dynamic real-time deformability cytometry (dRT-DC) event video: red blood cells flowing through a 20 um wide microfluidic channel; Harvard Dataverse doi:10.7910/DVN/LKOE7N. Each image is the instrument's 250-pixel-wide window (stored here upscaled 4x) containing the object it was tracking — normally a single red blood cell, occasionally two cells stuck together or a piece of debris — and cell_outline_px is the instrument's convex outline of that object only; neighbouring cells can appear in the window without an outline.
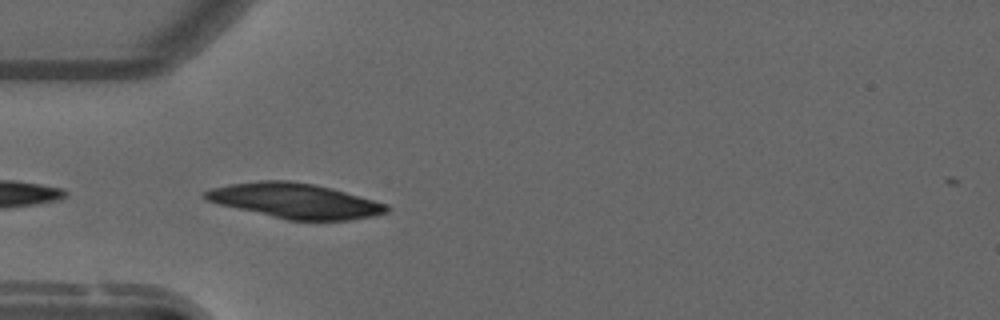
{"species": "common noctule bat (a hibernating species)", "species_latin": "Nyctalus noctula", "temperature_condition": "warm", "stored_images_in_passage": 5, "camera_frame_rate_fps": 3000, "um_per_image_px": 0.085, "animal": {"sex": "male", "forearm_length_mm": 52.5}, "frame": {"image": 1, "passage_image": 2, "time_ms": 0.333, "image_size_px": [1000, 320], "cell_outline_px": [[392, 208], [388, 212], [372, 216], [348, 220], [288, 220], [220, 204], [204, 200], [200, 196], [208, 188], [228, 184], [260, 180], [288, 180], [316, 184], [332, 188], [388, 204]], "centroid_in_image_um": [25.06, 17.05], "position_along_channel_um": 59.9, "area_um2": 37.17}}